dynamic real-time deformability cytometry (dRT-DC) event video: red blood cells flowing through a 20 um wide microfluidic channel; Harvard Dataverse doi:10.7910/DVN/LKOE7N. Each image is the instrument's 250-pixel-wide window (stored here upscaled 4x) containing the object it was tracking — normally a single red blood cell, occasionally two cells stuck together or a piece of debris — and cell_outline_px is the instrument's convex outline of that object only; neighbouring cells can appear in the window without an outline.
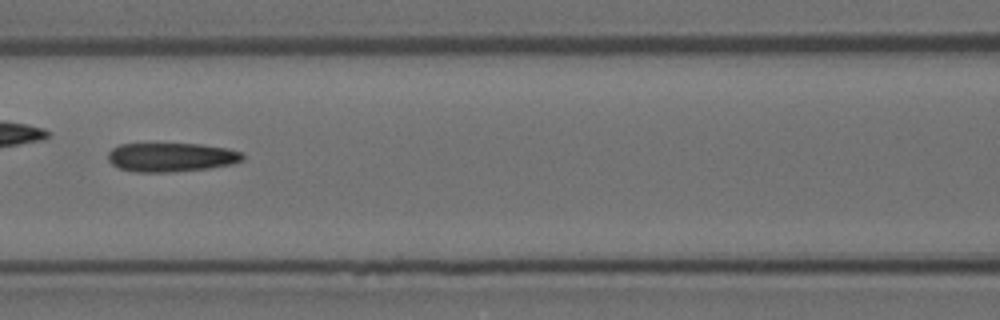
{"species": "Egyptian fruit bat (a non-hibernating species)", "species_latin": "Rousettus aegyptiacus", "temperature_condition": "room temperature", "stored_images_in_passage": 7, "camera_frame_rate_fps": 3000, "um_per_image_px": 0.085, "animal": {"sex": "female"}, "frame": {"image": 1, "passage_image": 5, "time_ms": 1.333, "image_size_px": [1000, 320], "cell_outline_px": [[244, 160], [232, 164], [208, 168], [168, 172], [136, 172], [120, 168], [112, 164], [108, 160], [108, 152], [112, 148], [120, 144], [204, 144], [228, 148], [244, 152]], "centroid_in_image_um": [14.59, 13.35], "position_along_channel_um": 152.0, "area_um2": 22.83}}
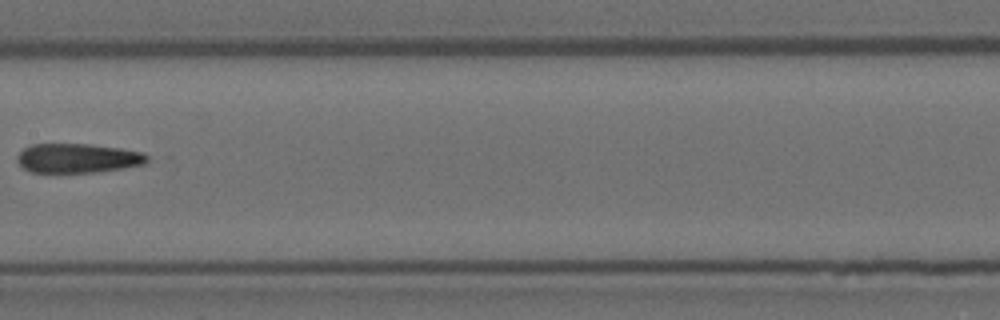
{"frame": {"image": 2, "passage_image": 6, "time_ms": 1.667, "image_size_px": [1000, 320], "cell_outline_px": [[148, 160], [144, 164], [96, 172], [32, 172], [24, 168], [16, 160], [16, 156], [24, 148], [32, 144], [88, 144], [120, 148], [144, 152], [148, 156]], "centroid_in_image_um": [6.6, 13.44], "position_along_channel_um": 200.8, "area_um2": 22.08}}
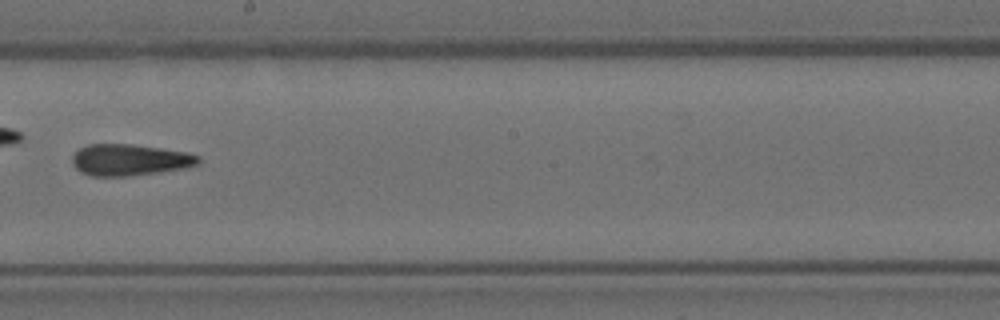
{"frame": {"image": 3, "passage_image": 7, "time_ms": 2.0, "image_size_px": [1000, 320], "cell_outline_px": [[200, 164], [184, 168], [128, 176], [92, 176], [80, 172], [72, 164], [72, 156], [80, 148], [88, 144], [132, 144], [160, 148], [184, 152], [200, 156]], "centroid_in_image_um": [11.0, 13.59], "position_along_channel_um": 237.2, "area_um2": 23.0}}